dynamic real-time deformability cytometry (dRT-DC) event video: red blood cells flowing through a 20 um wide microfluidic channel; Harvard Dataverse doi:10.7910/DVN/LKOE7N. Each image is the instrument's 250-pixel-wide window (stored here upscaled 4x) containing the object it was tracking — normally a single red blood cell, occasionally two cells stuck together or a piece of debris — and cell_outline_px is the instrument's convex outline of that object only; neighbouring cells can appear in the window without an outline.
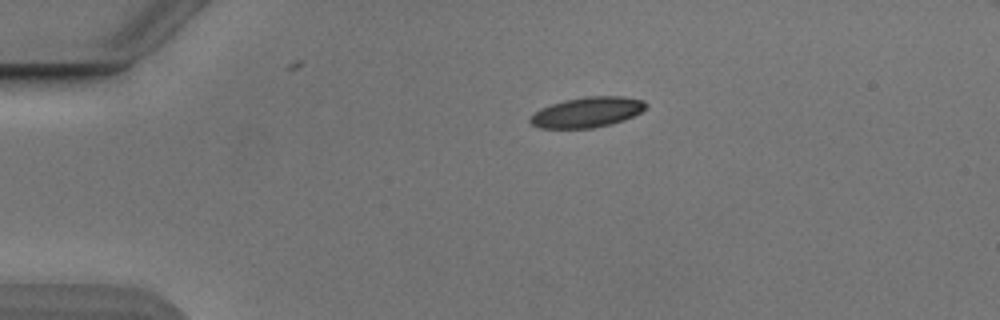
{"species": "Egyptian fruit bat (a non-hibernating species)", "species_latin": "Rousettus aegyptiacus", "temperature_condition": "cold", "stored_images_in_passage": 3, "camera_frame_rate_fps": 3000, "um_per_image_px": 0.085, "animal": {"sex": "male"}, "frame": {"image": 1, "passage_image": 1, "time_ms": 0.0, "image_size_px": [1000, 320], "cell_outline_px": [[648, 108], [624, 120], [592, 128], [540, 128], [532, 124], [528, 120], [528, 116], [540, 108], [564, 100], [588, 96], [624, 96], [644, 100], [648, 104]], "centroid_in_image_um": [49.9, 9.53], "position_along_channel_um": 35.1, "area_um2": 20.52}}